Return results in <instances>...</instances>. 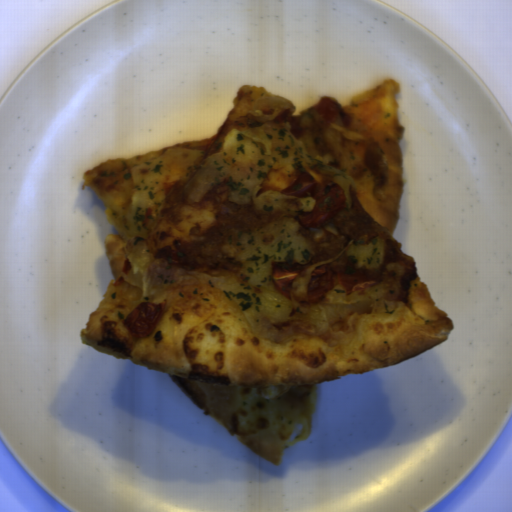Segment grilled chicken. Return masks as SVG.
Masks as SVG:
<instances>
[{
  "instance_id": "grilled-chicken-1",
  "label": "grilled chicken",
  "mask_w": 512,
  "mask_h": 512,
  "mask_svg": "<svg viewBox=\"0 0 512 512\" xmlns=\"http://www.w3.org/2000/svg\"><path fill=\"white\" fill-rule=\"evenodd\" d=\"M352 115L344 111L341 103L333 97H322L304 113L289 117L290 134L300 138L306 131H325L331 126L350 128Z\"/></svg>"
}]
</instances>
